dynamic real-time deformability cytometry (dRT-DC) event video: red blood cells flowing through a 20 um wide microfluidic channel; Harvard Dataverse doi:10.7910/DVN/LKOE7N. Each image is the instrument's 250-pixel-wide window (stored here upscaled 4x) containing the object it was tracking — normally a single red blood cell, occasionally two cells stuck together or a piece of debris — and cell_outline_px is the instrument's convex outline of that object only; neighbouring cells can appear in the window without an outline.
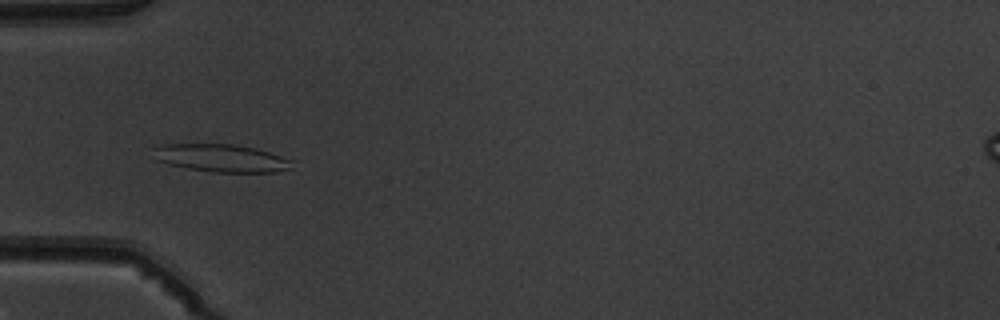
{"species": "common noctule bat (a hibernating species)", "species_latin": "Nyctalus noctula", "temperature_condition": "warm", "stored_images_in_passage": 4, "camera_frame_rate_fps": 3000, "um_per_image_px": 0.085, "animal": {"sex": "male", "body_mass_g": 19.5, "forearm_length_mm": 54.6}, "frame": {"image": 1, "passage_image": 4, "time_ms": 3.667, "image_size_px": [1000, 320], "cell_outline_px": [[292, 160], [288, 168], [276, 172], [212, 172], [188, 168], [168, 164], [156, 160], [152, 148], [156, 144], [236, 144], [256, 148]], "centroid_in_image_um": [18.72, 13.42], "position_along_channel_um": 66.3, "area_um2": 22.37}}